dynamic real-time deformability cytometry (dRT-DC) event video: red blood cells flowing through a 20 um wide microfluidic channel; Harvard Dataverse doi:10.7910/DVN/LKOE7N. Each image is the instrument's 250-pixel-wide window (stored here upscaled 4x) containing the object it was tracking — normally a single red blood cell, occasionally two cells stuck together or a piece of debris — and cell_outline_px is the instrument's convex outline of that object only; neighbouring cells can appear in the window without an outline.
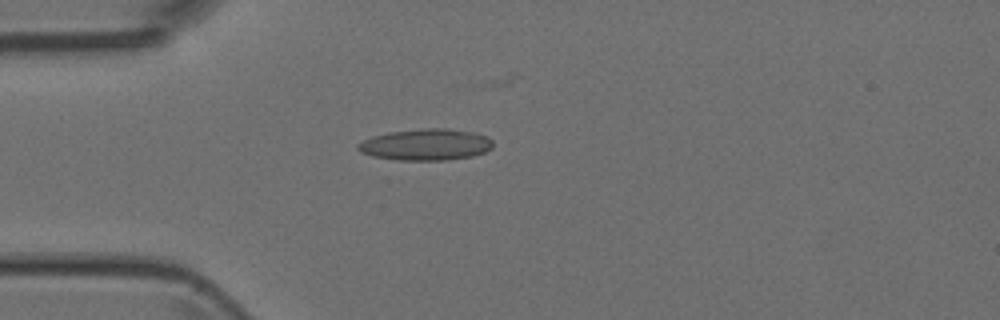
{"species": "Egyptian fruit bat (a non-hibernating species)", "species_latin": "Rousettus aegyptiacus", "temperature_condition": "room temperature", "stored_images_in_passage": 2, "camera_frame_rate_fps": 3000, "um_per_image_px": 0.085, "animal": {"sex": "female"}, "frame": {"image": 1, "passage_image": 1, "time_ms": 0.0, "image_size_px": [1000, 320], "cell_outline_px": [[492, 148], [484, 152], [472, 156], [444, 160], [400, 160], [372, 156], [360, 152], [356, 148], [356, 144], [372, 136], [388, 132], [420, 128], [448, 128], [476, 132], [488, 136], [492, 140]], "centroid_in_image_um": [36.2, 12.28], "position_along_channel_um": 48.8, "area_um2": 24.97}}